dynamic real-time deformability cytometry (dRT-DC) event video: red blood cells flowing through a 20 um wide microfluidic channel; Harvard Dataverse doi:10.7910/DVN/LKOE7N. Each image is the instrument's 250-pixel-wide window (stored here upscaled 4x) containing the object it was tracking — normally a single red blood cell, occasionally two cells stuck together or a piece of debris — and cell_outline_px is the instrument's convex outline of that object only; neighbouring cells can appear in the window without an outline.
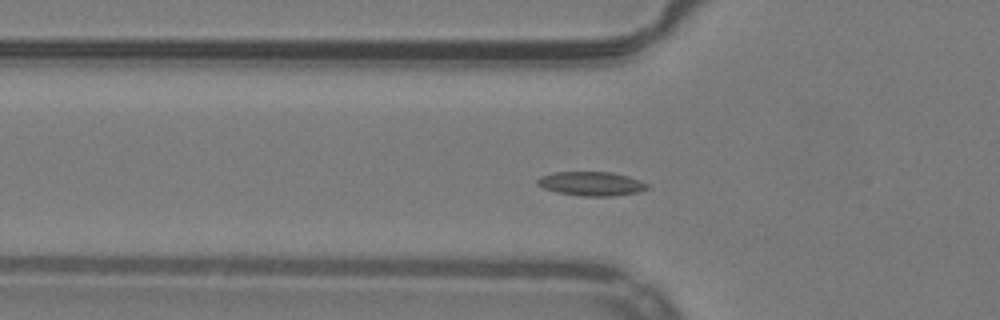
{"species": "common noctule bat (a hibernating species)", "species_latin": "Nyctalus noctula", "temperature_condition": "warm", "stored_images_in_passage": 40, "camera_frame_rate_fps": 3000, "um_per_image_px": 0.085, "animal": {"sex": "male", "body_mass_g": 19.2, "forearm_length_mm": 51.8}, "frame": {"image": 1, "passage_image": 5, "time_ms": 1.333, "image_size_px": [1000, 320], "cell_outline_px": [[648, 188], [636, 192], [612, 196], [584, 196], [556, 192], [544, 188], [536, 184], [536, 180], [540, 176], [556, 172], [612, 172], [628, 176], [640, 180], [648, 184]], "centroid_in_image_um": [50.24, 15.61], "position_along_channel_um": 75.6, "area_um2": 15.32}}
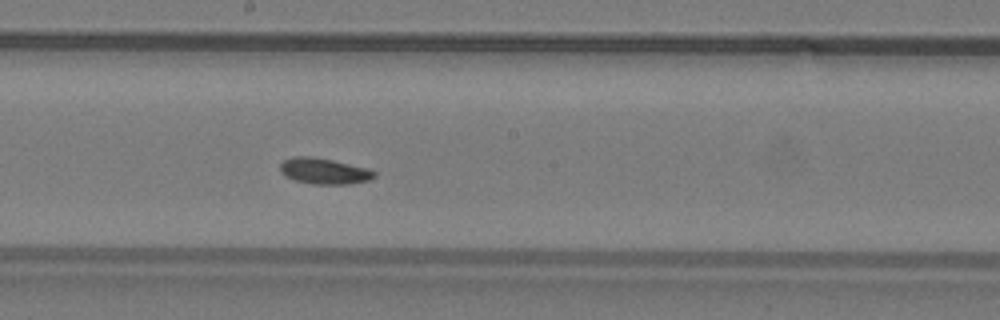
{"frame": {"image": 2, "passage_image": 16, "time_ms": 5.0, "image_size_px": [1000, 320], "cell_outline_px": [[376, 176], [372, 180], [352, 184], [312, 184], [296, 180], [284, 176], [280, 172], [280, 164], [284, 160], [292, 156], [312, 156], [332, 160], [368, 168], [376, 172]], "centroid_in_image_um": [27.57, 14.54], "position_along_channel_um": 220.6, "area_um2": 14.45}}
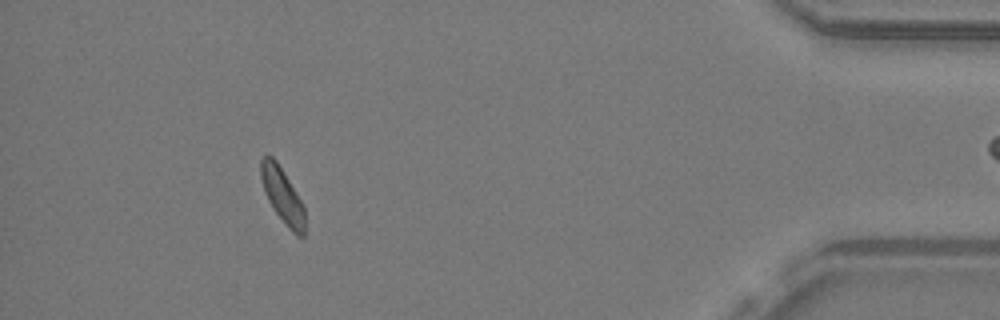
{"frame": {"image": 3, "passage_image": 35, "time_ms": 11.333, "image_size_px": [1000, 320], "cell_outline_px": [[304, 236], [296, 236], [288, 228], [272, 208], [264, 192], [260, 176], [260, 160], [264, 156], [272, 156], [276, 160], [300, 200], [304, 208]], "centroid_in_image_um": [23.97, 16.63], "position_along_channel_um": 411.2, "area_um2": 13.87}, "authors_computed_cell_mechanics": {"area_um2": 14.0454, "velocity_mm_per_s": 3.9363, "shape_relaxation_time_tau1_ms": 8.5253, "shape_relaxation_time_tau2_ms": 2.646, "deformation_change_tau1": 0.1219, "deformation_change_tau2": 0.0726}}